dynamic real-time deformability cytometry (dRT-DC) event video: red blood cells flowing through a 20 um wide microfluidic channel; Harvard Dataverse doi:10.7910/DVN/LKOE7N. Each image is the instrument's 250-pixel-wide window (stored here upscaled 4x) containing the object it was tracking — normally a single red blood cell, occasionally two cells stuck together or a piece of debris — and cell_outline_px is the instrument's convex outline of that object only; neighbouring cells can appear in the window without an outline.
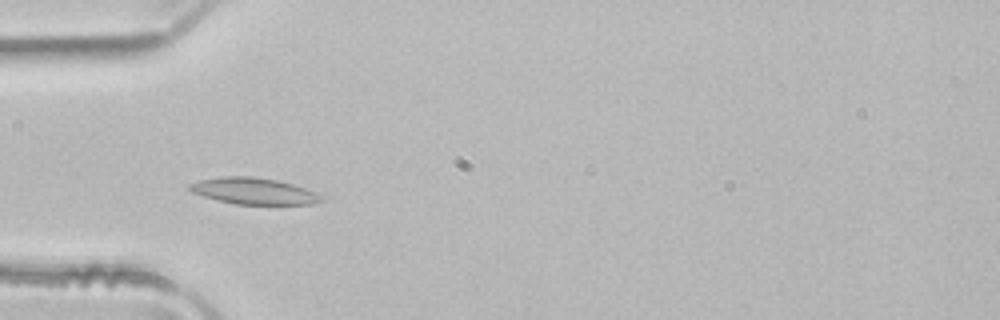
{"species": "common noctule bat (a hibernating species)", "species_latin": "Nyctalus noctula", "temperature_condition": "room temperature", "stored_images_in_passage": 13, "camera_frame_rate_fps": 3000, "um_per_image_px": 0.085, "animal": {"sex": "male", "body_mass_g": 21.5, "forearm_length_mm": 52.0}, "frame": {"image": 1, "passage_image": 4, "time_ms": 1.0, "image_size_px": [1000, 320], "cell_outline_px": [[324, 200], [316, 204], [236, 204], [216, 200], [192, 192], [188, 188], [188, 184], [200, 180], [220, 176], [252, 176], [276, 180], [292, 184], [304, 188], [320, 196]], "centroid_in_image_um": [21.52, 16.24], "position_along_channel_um": 63.5, "area_um2": 20.11}}
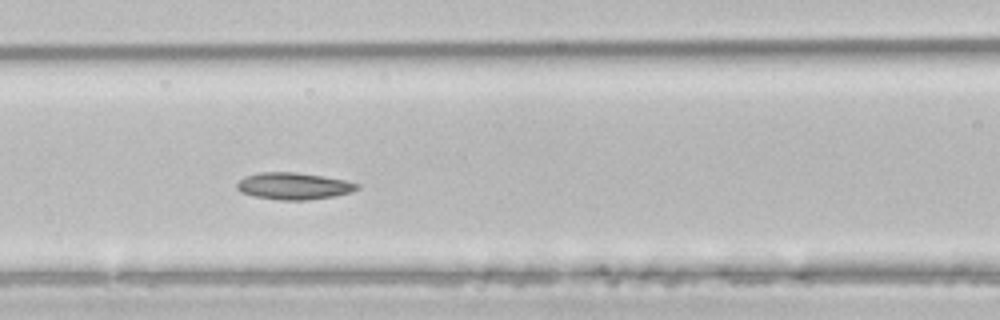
{"frame": {"image": 2, "passage_image": 10, "time_ms": 3.0, "image_size_px": [1000, 320], "cell_outline_px": [[360, 188], [352, 192], [332, 196], [304, 200], [280, 200], [252, 196], [240, 192], [236, 188], [236, 184], [244, 176], [260, 172], [296, 172], [324, 176], [344, 180], [360, 184]], "centroid_in_image_um": [24.94, 15.81], "position_along_channel_um": 141.7, "area_um2": 18.9}}